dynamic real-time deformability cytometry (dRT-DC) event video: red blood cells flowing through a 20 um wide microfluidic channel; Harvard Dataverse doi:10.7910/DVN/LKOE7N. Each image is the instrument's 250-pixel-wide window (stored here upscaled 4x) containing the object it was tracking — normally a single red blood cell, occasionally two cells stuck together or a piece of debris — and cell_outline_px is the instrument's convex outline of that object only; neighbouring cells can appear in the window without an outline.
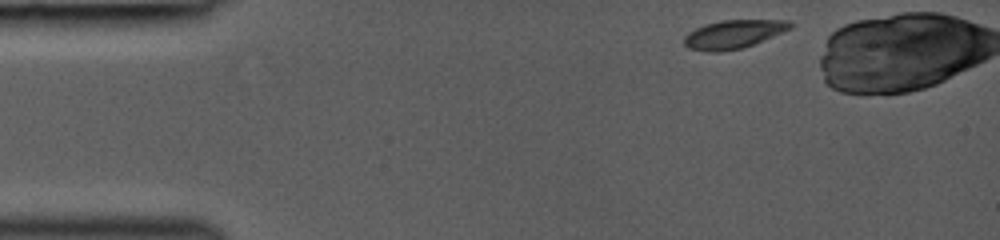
{"species": "common noctule bat (a hibernating species)", "species_latin": "Nyctalus noctula", "temperature_condition": "room temperature", "stored_images_in_passage": 9, "camera_frame_rate_fps": 3000, "um_per_image_px": 0.085, "animal": {"sex": "female", "body_mass_g": 19.0, "forearm_length_mm": 53.3}, "frame": {"image": 1, "passage_image": 1, "time_ms": 0.0, "image_size_px": [1000, 240], "cell_outline_px": [[792, 28], [744, 48], [720, 52], [708, 52], [688, 48], [684, 44], [684, 36], [688, 32], [704, 24], [720, 20], [788, 20], [792, 24]], "centroid_in_image_um": [62.31, 2.91], "position_along_channel_um": 22.7, "area_um2": 17.69}}
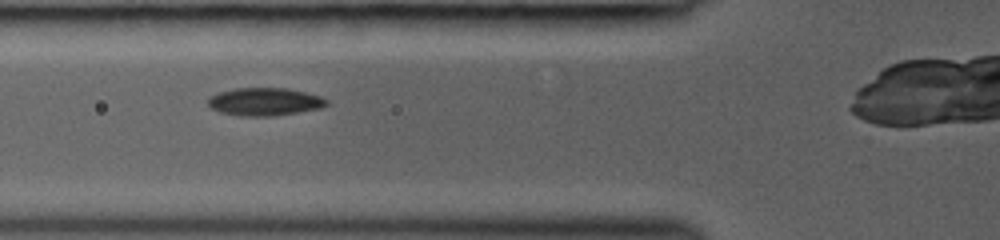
{"frame": {"image": 2, "passage_image": 7, "time_ms": 3.667, "image_size_px": [1000, 240], "cell_outline_px": [[328, 104], [320, 108], [272, 116], [240, 116], [220, 112], [212, 108], [208, 104], [208, 96], [220, 92], [236, 88], [288, 88], [320, 96], [328, 100]], "centroid_in_image_um": [22.48, 8.64], "position_along_channel_um": 103.3, "area_um2": 19.13}}
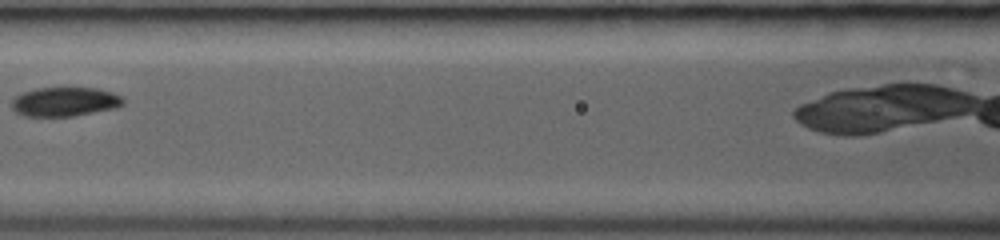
{"frame": {"image": 3, "passage_image": 9, "time_ms": 5.0, "image_size_px": [1000, 240], "cell_outline_px": [[124, 104], [116, 108], [72, 116], [24, 116], [16, 112], [12, 108], [12, 100], [16, 96], [24, 92], [36, 88], [96, 88], [112, 92], [124, 96]], "centroid_in_image_um": [5.54, 8.64], "position_along_channel_um": 161.1, "area_um2": 18.96}}